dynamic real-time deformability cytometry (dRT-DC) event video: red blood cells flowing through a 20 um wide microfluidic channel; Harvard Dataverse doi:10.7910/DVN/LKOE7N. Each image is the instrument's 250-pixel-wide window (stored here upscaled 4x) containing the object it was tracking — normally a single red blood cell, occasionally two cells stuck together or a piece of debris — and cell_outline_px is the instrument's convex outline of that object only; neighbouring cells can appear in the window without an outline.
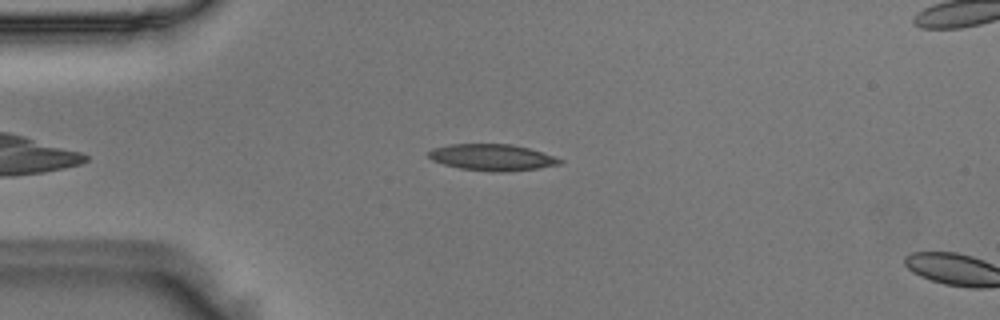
{"species": "Egyptian fruit bat (a non-hibernating species)", "species_latin": "Rousettus aegyptiacus", "temperature_condition": "room temperature", "stored_images_in_passage": 4, "camera_frame_rate_fps": 3000, "um_per_image_px": 0.085, "animal": {"sex": "male"}, "frame": {"image": 1, "passage_image": 2, "time_ms": 0.333, "image_size_px": [1000, 320], "cell_outline_px": [[564, 160], [560, 164], [536, 168], [508, 172], [492, 172], [460, 168], [444, 164], [432, 160], [428, 156], [428, 152], [432, 148], [448, 144], [512, 144], [528, 148]], "centroid_in_image_um": [41.79, 13.37], "position_along_channel_um": 43.2, "area_um2": 20.11}}